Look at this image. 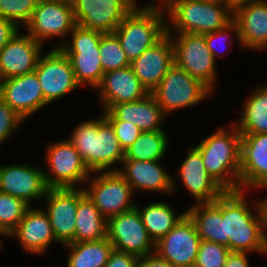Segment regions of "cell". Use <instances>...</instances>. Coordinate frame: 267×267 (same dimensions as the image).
<instances>
[{
  "label": "cell",
  "mask_w": 267,
  "mask_h": 267,
  "mask_svg": "<svg viewBox=\"0 0 267 267\" xmlns=\"http://www.w3.org/2000/svg\"><path fill=\"white\" fill-rule=\"evenodd\" d=\"M85 195L79 188H48L43 209L47 212L54 237L61 245L74 243L78 201Z\"/></svg>",
  "instance_id": "4fadbf2b"
},
{
  "label": "cell",
  "mask_w": 267,
  "mask_h": 267,
  "mask_svg": "<svg viewBox=\"0 0 267 267\" xmlns=\"http://www.w3.org/2000/svg\"><path fill=\"white\" fill-rule=\"evenodd\" d=\"M68 140L81 155L86 167L93 172L118 171L125 151L121 147L112 125L103 113L97 119L85 120L74 128Z\"/></svg>",
  "instance_id": "7a4b0ae2"
},
{
  "label": "cell",
  "mask_w": 267,
  "mask_h": 267,
  "mask_svg": "<svg viewBox=\"0 0 267 267\" xmlns=\"http://www.w3.org/2000/svg\"><path fill=\"white\" fill-rule=\"evenodd\" d=\"M17 238L23 250L32 254H44L52 241H56L47 212L40 207L27 209L15 230L8 236Z\"/></svg>",
  "instance_id": "484cf974"
},
{
  "label": "cell",
  "mask_w": 267,
  "mask_h": 267,
  "mask_svg": "<svg viewBox=\"0 0 267 267\" xmlns=\"http://www.w3.org/2000/svg\"><path fill=\"white\" fill-rule=\"evenodd\" d=\"M233 124L240 134L267 133V83L250 93L240 117Z\"/></svg>",
  "instance_id": "f1b7e54d"
},
{
  "label": "cell",
  "mask_w": 267,
  "mask_h": 267,
  "mask_svg": "<svg viewBox=\"0 0 267 267\" xmlns=\"http://www.w3.org/2000/svg\"><path fill=\"white\" fill-rule=\"evenodd\" d=\"M20 30L0 50V80L33 73L43 46Z\"/></svg>",
  "instance_id": "44dd1931"
},
{
  "label": "cell",
  "mask_w": 267,
  "mask_h": 267,
  "mask_svg": "<svg viewBox=\"0 0 267 267\" xmlns=\"http://www.w3.org/2000/svg\"><path fill=\"white\" fill-rule=\"evenodd\" d=\"M48 187L41 168L27 164L0 165V192L20 198L31 206L43 199Z\"/></svg>",
  "instance_id": "d6986e66"
},
{
  "label": "cell",
  "mask_w": 267,
  "mask_h": 267,
  "mask_svg": "<svg viewBox=\"0 0 267 267\" xmlns=\"http://www.w3.org/2000/svg\"><path fill=\"white\" fill-rule=\"evenodd\" d=\"M70 34L71 40H61L52 48H60L68 56L80 86L89 85L95 89L104 74L99 51L104 33L77 25Z\"/></svg>",
  "instance_id": "8992f818"
},
{
  "label": "cell",
  "mask_w": 267,
  "mask_h": 267,
  "mask_svg": "<svg viewBox=\"0 0 267 267\" xmlns=\"http://www.w3.org/2000/svg\"><path fill=\"white\" fill-rule=\"evenodd\" d=\"M107 237V219L85 194L76 212L74 242L96 241Z\"/></svg>",
  "instance_id": "f546056e"
},
{
  "label": "cell",
  "mask_w": 267,
  "mask_h": 267,
  "mask_svg": "<svg viewBox=\"0 0 267 267\" xmlns=\"http://www.w3.org/2000/svg\"><path fill=\"white\" fill-rule=\"evenodd\" d=\"M175 63L174 47L168 33L130 62V68L151 93Z\"/></svg>",
  "instance_id": "603a6c76"
},
{
  "label": "cell",
  "mask_w": 267,
  "mask_h": 267,
  "mask_svg": "<svg viewBox=\"0 0 267 267\" xmlns=\"http://www.w3.org/2000/svg\"><path fill=\"white\" fill-rule=\"evenodd\" d=\"M135 208L138 210L147 233L154 243L165 236L186 214V211L179 215L176 214L170 203L164 200L149 203L144 208H140L136 204Z\"/></svg>",
  "instance_id": "4dcf8cb0"
},
{
  "label": "cell",
  "mask_w": 267,
  "mask_h": 267,
  "mask_svg": "<svg viewBox=\"0 0 267 267\" xmlns=\"http://www.w3.org/2000/svg\"><path fill=\"white\" fill-rule=\"evenodd\" d=\"M229 253L225 245L201 240L193 267H224Z\"/></svg>",
  "instance_id": "8d00e7d4"
},
{
  "label": "cell",
  "mask_w": 267,
  "mask_h": 267,
  "mask_svg": "<svg viewBox=\"0 0 267 267\" xmlns=\"http://www.w3.org/2000/svg\"><path fill=\"white\" fill-rule=\"evenodd\" d=\"M231 33L232 34L235 33L234 35L236 36V39L239 40V37H238V33H239L238 32V25H237V23L234 20H232L229 24H227L222 29H219V30H217L215 32H212V33L204 34L207 47L210 50V52L213 54V57L215 59H217V58L218 59L219 58L220 59L223 58L222 57L223 55H221V53L222 54L224 53V50L223 49L222 50L221 49H218L219 48L218 45L220 43L216 46L217 42H219V40L221 42H226V43H227V41L230 42L229 41V39H230L229 37H232V36H230V35H232Z\"/></svg>",
  "instance_id": "f35d334b"
},
{
  "label": "cell",
  "mask_w": 267,
  "mask_h": 267,
  "mask_svg": "<svg viewBox=\"0 0 267 267\" xmlns=\"http://www.w3.org/2000/svg\"><path fill=\"white\" fill-rule=\"evenodd\" d=\"M2 246H3V245H2V241H1V239H0V250H1Z\"/></svg>",
  "instance_id": "681fc988"
},
{
  "label": "cell",
  "mask_w": 267,
  "mask_h": 267,
  "mask_svg": "<svg viewBox=\"0 0 267 267\" xmlns=\"http://www.w3.org/2000/svg\"><path fill=\"white\" fill-rule=\"evenodd\" d=\"M200 241L193 221L185 214L155 243V253L173 267H193Z\"/></svg>",
  "instance_id": "2e32d148"
},
{
  "label": "cell",
  "mask_w": 267,
  "mask_h": 267,
  "mask_svg": "<svg viewBox=\"0 0 267 267\" xmlns=\"http://www.w3.org/2000/svg\"><path fill=\"white\" fill-rule=\"evenodd\" d=\"M97 89L101 112L109 111L116 104L141 100L150 94L130 67L105 72Z\"/></svg>",
  "instance_id": "7402d4cb"
},
{
  "label": "cell",
  "mask_w": 267,
  "mask_h": 267,
  "mask_svg": "<svg viewBox=\"0 0 267 267\" xmlns=\"http://www.w3.org/2000/svg\"><path fill=\"white\" fill-rule=\"evenodd\" d=\"M263 212H264L265 247L267 250V197L263 198Z\"/></svg>",
  "instance_id": "f6af8a7d"
},
{
  "label": "cell",
  "mask_w": 267,
  "mask_h": 267,
  "mask_svg": "<svg viewBox=\"0 0 267 267\" xmlns=\"http://www.w3.org/2000/svg\"><path fill=\"white\" fill-rule=\"evenodd\" d=\"M257 0H227V3L234 9L237 5Z\"/></svg>",
  "instance_id": "bcb514c9"
},
{
  "label": "cell",
  "mask_w": 267,
  "mask_h": 267,
  "mask_svg": "<svg viewBox=\"0 0 267 267\" xmlns=\"http://www.w3.org/2000/svg\"><path fill=\"white\" fill-rule=\"evenodd\" d=\"M50 143L44 159L50 173L44 171L47 187L78 188L81 183L86 184L91 172L74 145L68 139Z\"/></svg>",
  "instance_id": "ba28073f"
},
{
  "label": "cell",
  "mask_w": 267,
  "mask_h": 267,
  "mask_svg": "<svg viewBox=\"0 0 267 267\" xmlns=\"http://www.w3.org/2000/svg\"><path fill=\"white\" fill-rule=\"evenodd\" d=\"M77 25L101 33H113L137 0H70Z\"/></svg>",
  "instance_id": "7c38bea8"
},
{
  "label": "cell",
  "mask_w": 267,
  "mask_h": 267,
  "mask_svg": "<svg viewBox=\"0 0 267 267\" xmlns=\"http://www.w3.org/2000/svg\"><path fill=\"white\" fill-rule=\"evenodd\" d=\"M166 131L141 132L137 140L125 151L124 159L163 160L168 149Z\"/></svg>",
  "instance_id": "d6a6232c"
},
{
  "label": "cell",
  "mask_w": 267,
  "mask_h": 267,
  "mask_svg": "<svg viewBox=\"0 0 267 267\" xmlns=\"http://www.w3.org/2000/svg\"><path fill=\"white\" fill-rule=\"evenodd\" d=\"M136 267H173L166 260L159 257L155 252L139 257Z\"/></svg>",
  "instance_id": "7bdbcfd3"
},
{
  "label": "cell",
  "mask_w": 267,
  "mask_h": 267,
  "mask_svg": "<svg viewBox=\"0 0 267 267\" xmlns=\"http://www.w3.org/2000/svg\"><path fill=\"white\" fill-rule=\"evenodd\" d=\"M167 33L207 34L224 28L233 20V8L224 2L203 0H162Z\"/></svg>",
  "instance_id": "277c9868"
},
{
  "label": "cell",
  "mask_w": 267,
  "mask_h": 267,
  "mask_svg": "<svg viewBox=\"0 0 267 267\" xmlns=\"http://www.w3.org/2000/svg\"><path fill=\"white\" fill-rule=\"evenodd\" d=\"M248 255L249 253L246 252L230 251L224 267H250Z\"/></svg>",
  "instance_id": "ee69618b"
},
{
  "label": "cell",
  "mask_w": 267,
  "mask_h": 267,
  "mask_svg": "<svg viewBox=\"0 0 267 267\" xmlns=\"http://www.w3.org/2000/svg\"><path fill=\"white\" fill-rule=\"evenodd\" d=\"M0 98L25 121L48 105L35 72L0 80Z\"/></svg>",
  "instance_id": "e0dca14e"
},
{
  "label": "cell",
  "mask_w": 267,
  "mask_h": 267,
  "mask_svg": "<svg viewBox=\"0 0 267 267\" xmlns=\"http://www.w3.org/2000/svg\"><path fill=\"white\" fill-rule=\"evenodd\" d=\"M99 51L104 73L130 66L125 51L114 33H105L102 35Z\"/></svg>",
  "instance_id": "e575fe53"
},
{
  "label": "cell",
  "mask_w": 267,
  "mask_h": 267,
  "mask_svg": "<svg viewBox=\"0 0 267 267\" xmlns=\"http://www.w3.org/2000/svg\"><path fill=\"white\" fill-rule=\"evenodd\" d=\"M87 181L85 194L106 219L136 207L134 191L118 171L93 172Z\"/></svg>",
  "instance_id": "9c48e42d"
},
{
  "label": "cell",
  "mask_w": 267,
  "mask_h": 267,
  "mask_svg": "<svg viewBox=\"0 0 267 267\" xmlns=\"http://www.w3.org/2000/svg\"><path fill=\"white\" fill-rule=\"evenodd\" d=\"M161 161L124 159L118 173L129 183L134 193L146 190L172 195L176 190V180L163 168Z\"/></svg>",
  "instance_id": "ffe728a7"
},
{
  "label": "cell",
  "mask_w": 267,
  "mask_h": 267,
  "mask_svg": "<svg viewBox=\"0 0 267 267\" xmlns=\"http://www.w3.org/2000/svg\"><path fill=\"white\" fill-rule=\"evenodd\" d=\"M30 207L25 201L0 192V230L8 237Z\"/></svg>",
  "instance_id": "836d02e7"
},
{
  "label": "cell",
  "mask_w": 267,
  "mask_h": 267,
  "mask_svg": "<svg viewBox=\"0 0 267 267\" xmlns=\"http://www.w3.org/2000/svg\"><path fill=\"white\" fill-rule=\"evenodd\" d=\"M6 236L1 230H0V236Z\"/></svg>",
  "instance_id": "c3c4849f"
},
{
  "label": "cell",
  "mask_w": 267,
  "mask_h": 267,
  "mask_svg": "<svg viewBox=\"0 0 267 267\" xmlns=\"http://www.w3.org/2000/svg\"><path fill=\"white\" fill-rule=\"evenodd\" d=\"M196 148L208 174L225 191L240 190L241 134L234 124L203 137Z\"/></svg>",
  "instance_id": "3957f363"
},
{
  "label": "cell",
  "mask_w": 267,
  "mask_h": 267,
  "mask_svg": "<svg viewBox=\"0 0 267 267\" xmlns=\"http://www.w3.org/2000/svg\"><path fill=\"white\" fill-rule=\"evenodd\" d=\"M165 18V9L160 1H151L145 6L136 4L125 16L113 33L119 39L129 62L167 33Z\"/></svg>",
  "instance_id": "5b68a950"
},
{
  "label": "cell",
  "mask_w": 267,
  "mask_h": 267,
  "mask_svg": "<svg viewBox=\"0 0 267 267\" xmlns=\"http://www.w3.org/2000/svg\"><path fill=\"white\" fill-rule=\"evenodd\" d=\"M39 0H0V16L14 22L19 28L25 26Z\"/></svg>",
  "instance_id": "d590c367"
},
{
  "label": "cell",
  "mask_w": 267,
  "mask_h": 267,
  "mask_svg": "<svg viewBox=\"0 0 267 267\" xmlns=\"http://www.w3.org/2000/svg\"><path fill=\"white\" fill-rule=\"evenodd\" d=\"M107 121H126L136 125L141 132L165 131L161 126L166 115L150 93L141 100L114 105L102 112Z\"/></svg>",
  "instance_id": "4316f807"
},
{
  "label": "cell",
  "mask_w": 267,
  "mask_h": 267,
  "mask_svg": "<svg viewBox=\"0 0 267 267\" xmlns=\"http://www.w3.org/2000/svg\"><path fill=\"white\" fill-rule=\"evenodd\" d=\"M25 120L0 98V145L13 135Z\"/></svg>",
  "instance_id": "74e56055"
},
{
  "label": "cell",
  "mask_w": 267,
  "mask_h": 267,
  "mask_svg": "<svg viewBox=\"0 0 267 267\" xmlns=\"http://www.w3.org/2000/svg\"><path fill=\"white\" fill-rule=\"evenodd\" d=\"M19 30V27L14 22L0 16V50Z\"/></svg>",
  "instance_id": "b9f144b4"
},
{
  "label": "cell",
  "mask_w": 267,
  "mask_h": 267,
  "mask_svg": "<svg viewBox=\"0 0 267 267\" xmlns=\"http://www.w3.org/2000/svg\"><path fill=\"white\" fill-rule=\"evenodd\" d=\"M64 246L70 251L66 267H105L114 249L107 237Z\"/></svg>",
  "instance_id": "1f68e13d"
},
{
  "label": "cell",
  "mask_w": 267,
  "mask_h": 267,
  "mask_svg": "<svg viewBox=\"0 0 267 267\" xmlns=\"http://www.w3.org/2000/svg\"><path fill=\"white\" fill-rule=\"evenodd\" d=\"M213 93L201 80L189 75L176 63L151 92L166 116L176 110L202 103Z\"/></svg>",
  "instance_id": "52a82bcc"
},
{
  "label": "cell",
  "mask_w": 267,
  "mask_h": 267,
  "mask_svg": "<svg viewBox=\"0 0 267 267\" xmlns=\"http://www.w3.org/2000/svg\"><path fill=\"white\" fill-rule=\"evenodd\" d=\"M245 190L222 193V219H225V246L233 252L266 254L263 198L246 201ZM252 206V207H251ZM252 208V209H251Z\"/></svg>",
  "instance_id": "6da1fadb"
},
{
  "label": "cell",
  "mask_w": 267,
  "mask_h": 267,
  "mask_svg": "<svg viewBox=\"0 0 267 267\" xmlns=\"http://www.w3.org/2000/svg\"><path fill=\"white\" fill-rule=\"evenodd\" d=\"M177 175L197 203L216 200L225 190L208 174L200 151L192 146L178 167Z\"/></svg>",
  "instance_id": "d4e9b609"
},
{
  "label": "cell",
  "mask_w": 267,
  "mask_h": 267,
  "mask_svg": "<svg viewBox=\"0 0 267 267\" xmlns=\"http://www.w3.org/2000/svg\"><path fill=\"white\" fill-rule=\"evenodd\" d=\"M107 239L115 250L138 258L155 252V243L136 208L107 219Z\"/></svg>",
  "instance_id": "5bb4252c"
},
{
  "label": "cell",
  "mask_w": 267,
  "mask_h": 267,
  "mask_svg": "<svg viewBox=\"0 0 267 267\" xmlns=\"http://www.w3.org/2000/svg\"><path fill=\"white\" fill-rule=\"evenodd\" d=\"M239 180L240 190H267V133L241 134Z\"/></svg>",
  "instance_id": "ac0fdd59"
},
{
  "label": "cell",
  "mask_w": 267,
  "mask_h": 267,
  "mask_svg": "<svg viewBox=\"0 0 267 267\" xmlns=\"http://www.w3.org/2000/svg\"><path fill=\"white\" fill-rule=\"evenodd\" d=\"M185 211L193 221L200 240L225 245V219H222V194L213 202L195 203Z\"/></svg>",
  "instance_id": "83f0119b"
},
{
  "label": "cell",
  "mask_w": 267,
  "mask_h": 267,
  "mask_svg": "<svg viewBox=\"0 0 267 267\" xmlns=\"http://www.w3.org/2000/svg\"><path fill=\"white\" fill-rule=\"evenodd\" d=\"M233 20L238 25V43L243 49L260 52L267 49V0L237 5Z\"/></svg>",
  "instance_id": "cb8c5ba5"
},
{
  "label": "cell",
  "mask_w": 267,
  "mask_h": 267,
  "mask_svg": "<svg viewBox=\"0 0 267 267\" xmlns=\"http://www.w3.org/2000/svg\"><path fill=\"white\" fill-rule=\"evenodd\" d=\"M203 1H214V2H224V3H227V0H203Z\"/></svg>",
  "instance_id": "7dc6e473"
},
{
  "label": "cell",
  "mask_w": 267,
  "mask_h": 267,
  "mask_svg": "<svg viewBox=\"0 0 267 267\" xmlns=\"http://www.w3.org/2000/svg\"><path fill=\"white\" fill-rule=\"evenodd\" d=\"M34 72L48 105L80 87L68 56L60 48L41 54Z\"/></svg>",
  "instance_id": "9a60e30c"
},
{
  "label": "cell",
  "mask_w": 267,
  "mask_h": 267,
  "mask_svg": "<svg viewBox=\"0 0 267 267\" xmlns=\"http://www.w3.org/2000/svg\"><path fill=\"white\" fill-rule=\"evenodd\" d=\"M76 26L70 0H39L25 25L26 33L41 45L53 37L67 40Z\"/></svg>",
  "instance_id": "8fae6325"
},
{
  "label": "cell",
  "mask_w": 267,
  "mask_h": 267,
  "mask_svg": "<svg viewBox=\"0 0 267 267\" xmlns=\"http://www.w3.org/2000/svg\"><path fill=\"white\" fill-rule=\"evenodd\" d=\"M115 132V135L123 148L126 151L139 137L141 130L136 125L126 121H108Z\"/></svg>",
  "instance_id": "ab89813d"
},
{
  "label": "cell",
  "mask_w": 267,
  "mask_h": 267,
  "mask_svg": "<svg viewBox=\"0 0 267 267\" xmlns=\"http://www.w3.org/2000/svg\"><path fill=\"white\" fill-rule=\"evenodd\" d=\"M138 257L113 249L105 267H136Z\"/></svg>",
  "instance_id": "60d3db41"
},
{
  "label": "cell",
  "mask_w": 267,
  "mask_h": 267,
  "mask_svg": "<svg viewBox=\"0 0 267 267\" xmlns=\"http://www.w3.org/2000/svg\"><path fill=\"white\" fill-rule=\"evenodd\" d=\"M168 34L174 47L175 63L215 92L216 59L208 49L204 35L192 33Z\"/></svg>",
  "instance_id": "30bf717a"
}]
</instances>
